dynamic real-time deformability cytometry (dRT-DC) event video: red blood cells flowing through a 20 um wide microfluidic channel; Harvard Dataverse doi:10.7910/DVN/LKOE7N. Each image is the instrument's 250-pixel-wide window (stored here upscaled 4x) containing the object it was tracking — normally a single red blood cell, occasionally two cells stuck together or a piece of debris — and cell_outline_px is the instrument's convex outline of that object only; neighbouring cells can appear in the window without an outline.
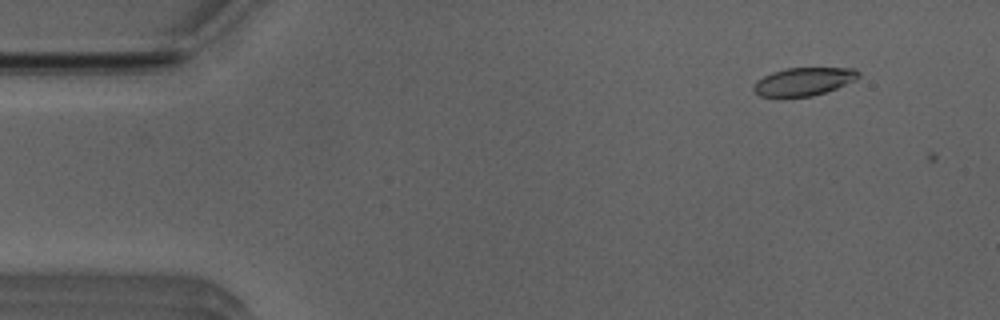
{"species": "Egyptian fruit bat (a non-hibernating species)", "species_latin": "Rousettus aegyptiacus", "temperature_condition": "room temperature", "stored_images_in_passage": 4, "camera_frame_rate_fps": 3000, "um_per_image_px": 0.085, "animal": {"sex": "male"}, "frame": {"image": 1, "passage_image": 1, "time_ms": 0.0, "image_size_px": [1000, 320], "cell_outline_px": [[860, 76], [856, 80], [836, 88], [812, 96], [760, 96], [752, 92], [752, 88], [756, 80], [772, 72], [788, 68], [856, 68], [860, 72]], "centroid_in_image_um": [68.31, 6.92], "position_along_channel_um": 16.7, "area_um2": 17.11}}